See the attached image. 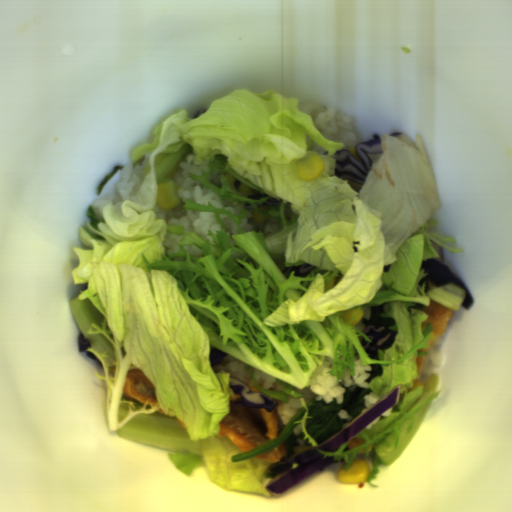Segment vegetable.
<instances>
[{"label": "vegetable", "mask_w": 512, "mask_h": 512, "mask_svg": "<svg viewBox=\"0 0 512 512\" xmlns=\"http://www.w3.org/2000/svg\"><path fill=\"white\" fill-rule=\"evenodd\" d=\"M382 153L368 154L372 166L363 184L335 175L334 153L344 143L323 136L300 99L276 90L235 89L216 98L197 118L178 109L131 153L145 177L136 196L120 207L112 202L98 218L95 205L85 213L75 246L78 264L71 276L86 289L71 299L76 323L103 366L104 408L111 432L123 440L169 450L183 476L203 468L216 487L230 492L272 494L263 483L275 464L264 459L233 463L240 450L218 436L230 411L234 391L229 372H214L211 346L244 363L252 382L272 400L302 398L314 372L331 359V377L341 382L348 367L356 376L355 353L363 366L379 364L381 374L370 388L382 399L398 385L399 401L391 414L353 438L365 440L353 449L347 441L332 452L318 449L348 472L356 453L365 449L372 469L365 480L373 488L378 466H392L419 432L433 401L440 397V374L425 385L418 378L417 357L428 352L433 329L423 310L431 300L455 311L466 293L448 282L426 292L429 275L423 261L439 259L434 244L452 247L457 238L434 232L433 216L441 201L423 139L384 134ZM324 162L318 180H299L295 162L311 151ZM208 161L201 181L220 200L244 205L232 213L189 199L182 210L212 211L221 231L206 240L184 227L159 219L158 185L174 177L186 156ZM225 172L235 179L232 188ZM256 195L239 192L241 183ZM273 197L278 206H261ZM253 209L281 223L277 232L243 231L239 220ZM220 213L229 215L238 233L228 235ZM182 234L178 252L166 255L167 234ZM201 248L198 256L184 246ZM316 266L294 276L293 266ZM386 303V304H385ZM385 304L397 333L390 348L369 357L361 342L362 320L354 327L341 312ZM251 367L282 385L283 391L260 386ZM140 368L155 386L157 404L148 406L123 396L127 370ZM162 407L164 414L157 410ZM177 417L185 424L181 427ZM352 438V439H353Z\"/></svg>", "instance_id": "obj_1"}]
</instances>
